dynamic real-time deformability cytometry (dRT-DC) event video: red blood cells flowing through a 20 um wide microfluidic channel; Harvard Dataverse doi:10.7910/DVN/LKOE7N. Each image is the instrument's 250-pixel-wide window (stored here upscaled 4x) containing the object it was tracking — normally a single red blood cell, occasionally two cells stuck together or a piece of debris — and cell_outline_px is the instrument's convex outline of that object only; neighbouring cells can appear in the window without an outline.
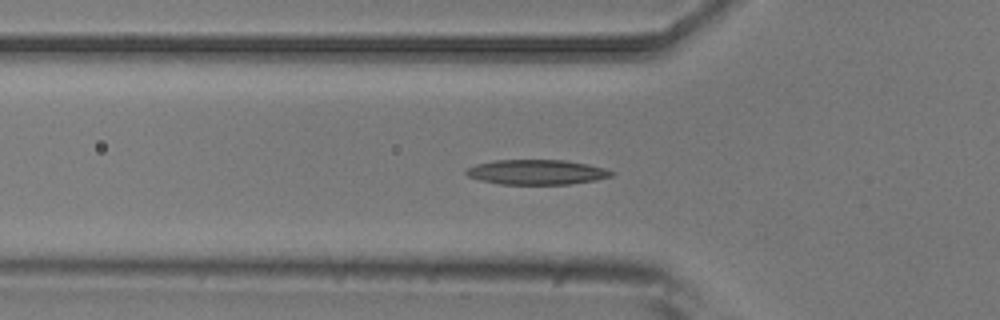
{"species": "common noctule bat (a hibernating species)", "species_latin": "Nyctalus noctula", "temperature_condition": "room temperature", "stored_images_in_passage": 52, "camera_frame_rate_fps": 3000, "um_per_image_px": 0.085, "animal": {"sex": "male", "body_mass_g": 20.5, "forearm_length_mm": 52.5}, "frame": {"image": 1, "passage_image": 17, "time_ms": 5.333, "image_size_px": [1000, 320], "cell_outline_px": [[616, 172], [612, 176], [596, 180], [568, 184], [500, 184], [480, 180], [468, 176], [464, 172], [468, 168], [476, 164], [496, 160], [564, 160], [588, 164], [604, 168]], "centroid_in_image_um": [45.63, 14.63], "position_along_channel_um": 80.2, "area_um2": 21.04}}
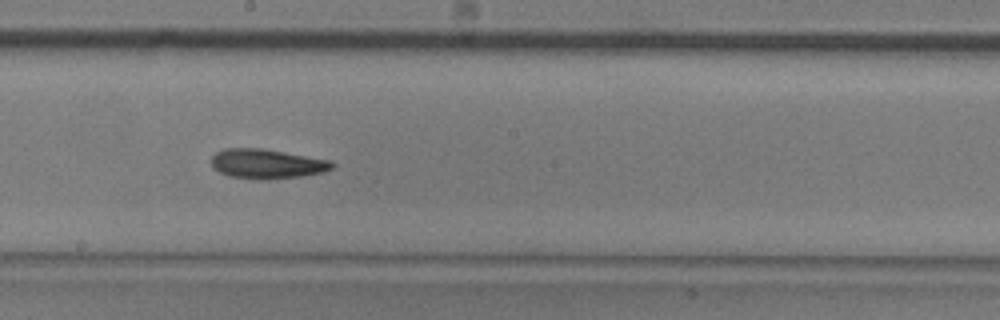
{"frame": {"image": 2, "passage_image": 28, "time_ms": 9.0, "image_size_px": [1000, 320], "cell_outline_px": [[336, 164], [332, 168], [324, 172], [300, 176], [264, 180], [228, 176], [212, 168], [212, 156], [216, 152], [224, 148], [264, 148], [332, 160]], "centroid_in_image_um": [22.7, 13.91], "position_along_channel_um": 225.5, "area_um2": 21.04}}
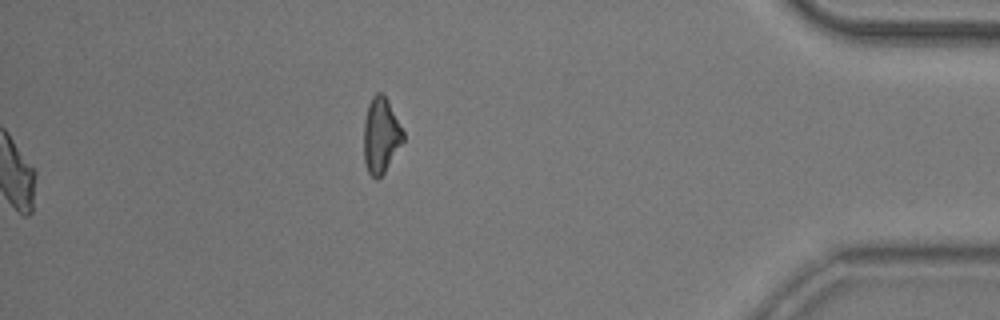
{"frame": {"image": 3, "passage_image": 52, "time_ms": 17.0, "image_size_px": [1000, 320], "cell_outline_px": [[404, 140], [384, 172], [376, 180], [368, 172], [364, 160], [364, 120], [368, 104], [372, 96], [376, 92], [380, 92], [388, 100], [404, 132]], "centroid_in_image_um": [32.37, 11.49], "position_along_channel_um": 402.8, "area_um2": 17.22}, "authors_computed_cell_mechanics": {"area_um2": 20.1433, "velocity_mm_per_s": 3.9429, "shape_relaxation_time_tau1_ms": 4.8447, "shape_relaxation_time_tau2_ms": 5.8417, "deformation_change_tau1": 0.1425, "deformation_change_tau2": 0.1528}}